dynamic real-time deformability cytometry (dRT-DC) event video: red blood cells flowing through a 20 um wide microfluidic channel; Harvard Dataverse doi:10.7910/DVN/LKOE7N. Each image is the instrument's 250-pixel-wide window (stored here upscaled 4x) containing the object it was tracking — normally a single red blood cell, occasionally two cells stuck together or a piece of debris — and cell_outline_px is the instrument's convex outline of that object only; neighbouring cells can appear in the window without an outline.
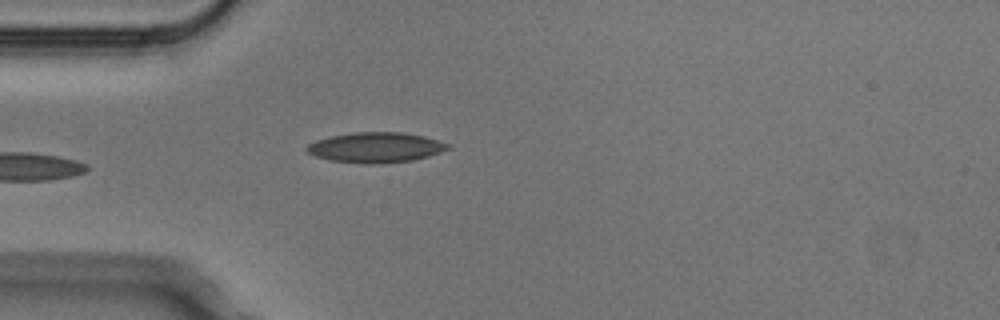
{"species": "Egyptian fruit bat (a non-hibernating species)", "species_latin": "Rousettus aegyptiacus", "temperature_condition": "cold", "stored_images_in_passage": 5, "camera_frame_rate_fps": 3000, "um_per_image_px": 0.085, "animal": {"sex": "male"}, "frame": {"image": 1, "passage_image": 5, "time_ms": 1.333, "image_size_px": [1000, 320], "cell_outline_px": [[452, 148], [428, 156], [412, 160], [372, 164], [364, 164], [328, 160], [316, 156], [308, 152], [304, 148], [308, 144], [316, 140], [332, 136], [356, 132], [404, 132], [424, 136], [448, 144]], "centroid_in_image_um": [31.92, 12.53], "position_along_channel_um": 53.1, "area_um2": 24.74}}